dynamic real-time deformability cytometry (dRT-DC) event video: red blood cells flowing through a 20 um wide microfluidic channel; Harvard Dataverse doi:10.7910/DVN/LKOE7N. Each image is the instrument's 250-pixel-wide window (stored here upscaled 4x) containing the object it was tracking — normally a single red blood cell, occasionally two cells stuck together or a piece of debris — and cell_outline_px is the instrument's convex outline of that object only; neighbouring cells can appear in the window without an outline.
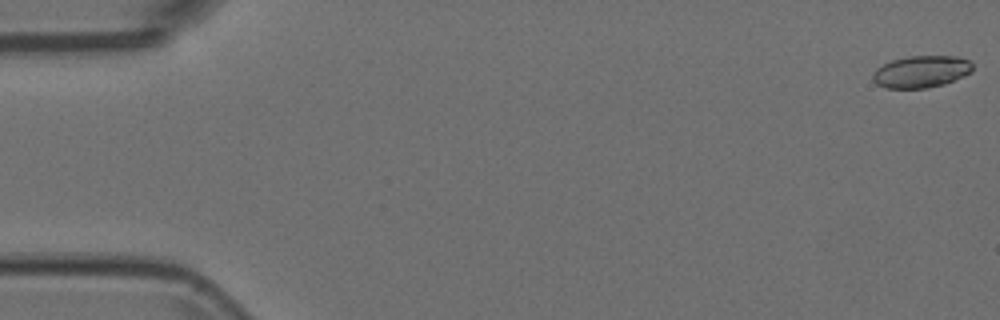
{"species": "Egyptian fruit bat (a non-hibernating species)", "species_latin": "Rousettus aegyptiacus", "temperature_condition": "room temperature", "stored_images_in_passage": 13, "camera_frame_rate_fps": 3000, "um_per_image_px": 0.085, "animal": {"sex": "female"}, "frame": {"image": 1, "passage_image": 1, "time_ms": 0.0, "image_size_px": [1000, 320], "cell_outline_px": [[972, 72], [964, 76], [944, 84], [928, 88], [884, 88], [876, 84], [872, 80], [872, 72], [876, 68], [892, 60], [908, 56], [956, 56], [968, 60], [972, 64]], "centroid_in_image_um": [78.28, 6.1], "position_along_channel_um": 6.7, "area_um2": 18.73}}